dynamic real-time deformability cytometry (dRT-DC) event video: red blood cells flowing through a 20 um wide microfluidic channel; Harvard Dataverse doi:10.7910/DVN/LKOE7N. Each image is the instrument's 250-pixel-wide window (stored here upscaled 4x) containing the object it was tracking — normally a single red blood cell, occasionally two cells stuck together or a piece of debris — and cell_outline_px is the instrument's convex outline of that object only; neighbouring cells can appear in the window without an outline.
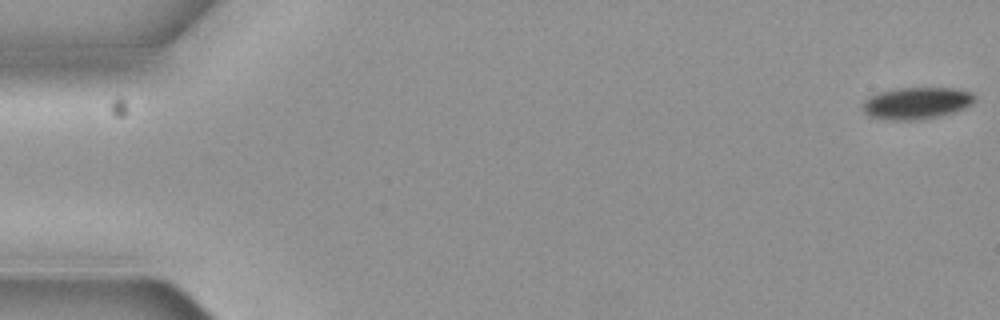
{"species": "common noctule bat (a hibernating species)", "species_latin": "Nyctalus noctula", "temperature_condition": "cold", "stored_images_in_passage": 6, "camera_frame_rate_fps": 3000, "um_per_image_px": 0.085, "animal": {"sex": "female", "body_mass_g": 19.3, "forearm_length_mm": 54.1}, "frame": {"image": 1, "passage_image": 1, "time_ms": 0.0, "image_size_px": [1000, 320], "cell_outline_px": [[976, 100], [972, 104], [964, 108], [952, 112], [936, 116], [912, 120], [892, 120], [872, 116], [864, 112], [860, 104], [868, 96], [876, 92], [892, 88], [956, 88], [972, 92], [976, 96]], "centroid_in_image_um": [77.88, 8.73], "position_along_channel_um": 7.1, "area_um2": 20.92}}
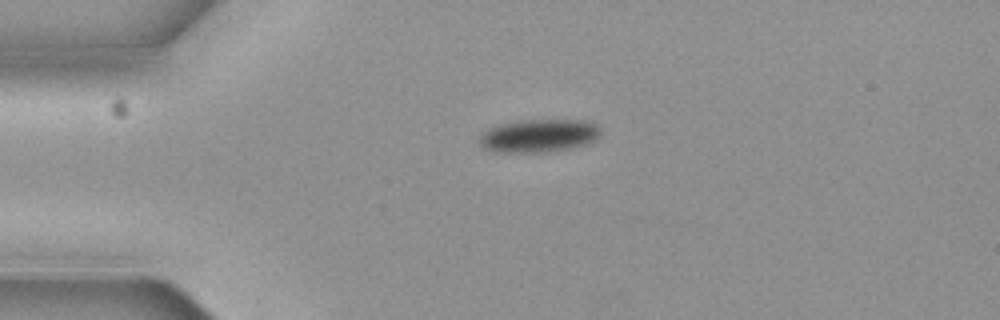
{"frame": {"image": 2, "passage_image": 4, "time_ms": 1.0, "image_size_px": [1000, 320], "cell_outline_px": [[600, 136], [596, 140], [588, 144], [572, 148], [548, 152], [492, 152], [484, 148], [480, 144], [480, 136], [488, 128], [500, 124], [524, 120], [584, 120], [596, 124], [600, 128]], "centroid_in_image_um": [45.83, 11.54], "position_along_channel_um": 39.2, "area_um2": 23.52}}
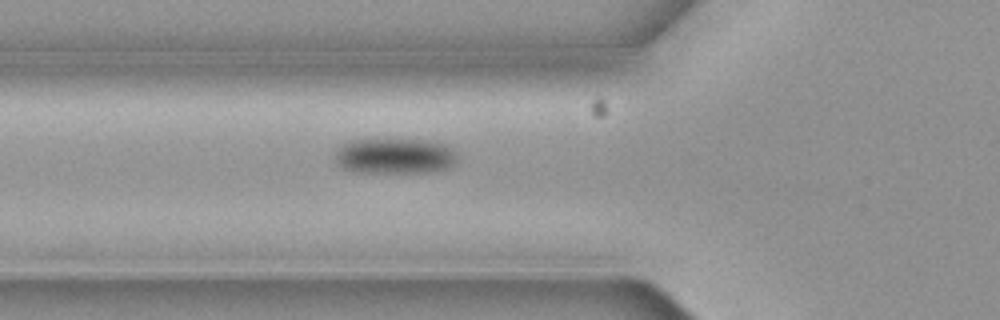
{"frame": {"image": 3, "passage_image": 6, "time_ms": 1.667, "image_size_px": [1000, 320], "cell_outline_px": [[456, 160], [448, 168], [432, 172], [356, 172], [340, 168], [332, 160], [336, 148], [340, 144], [352, 140], [420, 140], [448, 144], [456, 152]], "centroid_in_image_um": [33.48, 13.27], "position_along_channel_um": 92.3, "area_um2": 25.66}}